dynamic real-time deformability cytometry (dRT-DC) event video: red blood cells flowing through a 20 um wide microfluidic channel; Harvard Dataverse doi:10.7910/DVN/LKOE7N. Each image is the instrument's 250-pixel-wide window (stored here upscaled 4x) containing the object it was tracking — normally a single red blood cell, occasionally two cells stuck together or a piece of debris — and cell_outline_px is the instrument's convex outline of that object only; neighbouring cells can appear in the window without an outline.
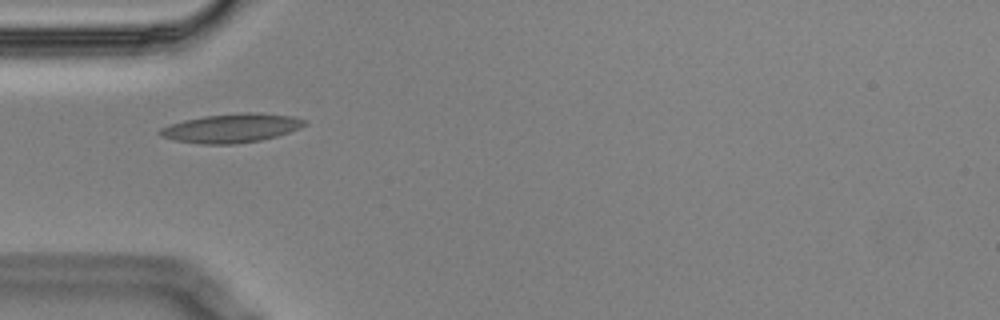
{"species": "Egyptian fruit bat (a non-hibernating species)", "species_latin": "Rousettus aegyptiacus", "temperature_condition": "cold", "stored_images_in_passage": 1, "camera_frame_rate_fps": 3000, "um_per_image_px": 0.085, "animal": {"sex": "male"}, "frame": {"image": 1, "passage_image": 1, "time_ms": 0.0, "image_size_px": [1000, 320], "cell_outline_px": [[308, 124], [300, 128], [276, 136], [260, 140], [236, 144], [200, 144], [172, 140], [160, 136], [156, 132], [160, 128], [184, 120], [204, 116], [244, 112], [260, 112], [292, 116], [308, 120]], "centroid_in_image_um": [19.68, 10.89], "position_along_channel_um": 65.3, "area_um2": 24.57}}